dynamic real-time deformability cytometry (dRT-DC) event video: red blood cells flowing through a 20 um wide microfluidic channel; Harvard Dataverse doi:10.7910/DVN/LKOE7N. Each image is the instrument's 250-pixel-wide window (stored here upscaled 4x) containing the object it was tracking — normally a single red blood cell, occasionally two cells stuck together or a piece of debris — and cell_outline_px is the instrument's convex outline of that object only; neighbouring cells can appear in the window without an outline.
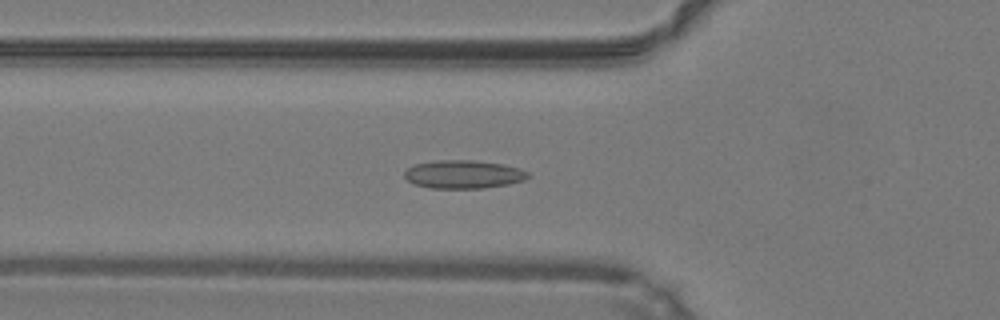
{"species": "common noctule bat (a hibernating species)", "species_latin": "Nyctalus noctula", "temperature_condition": "warm", "stored_images_in_passage": 48, "camera_frame_rate_fps": 3000, "um_per_image_px": 0.085, "animal": {"sex": "male", "body_mass_g": 19.2, "forearm_length_mm": 51.8}, "frame": {"image": 1, "passage_image": 17, "time_ms": 5.333, "image_size_px": [1000, 320], "cell_outline_px": [[528, 176], [524, 180], [508, 184], [480, 188], [432, 188], [416, 184], [408, 180], [404, 176], [404, 172], [408, 168], [416, 164], [436, 160], [476, 160], [504, 164], [520, 168], [528, 172]], "centroid_in_image_um": [39.41, 14.8], "position_along_channel_um": 86.4, "area_um2": 20.23}}
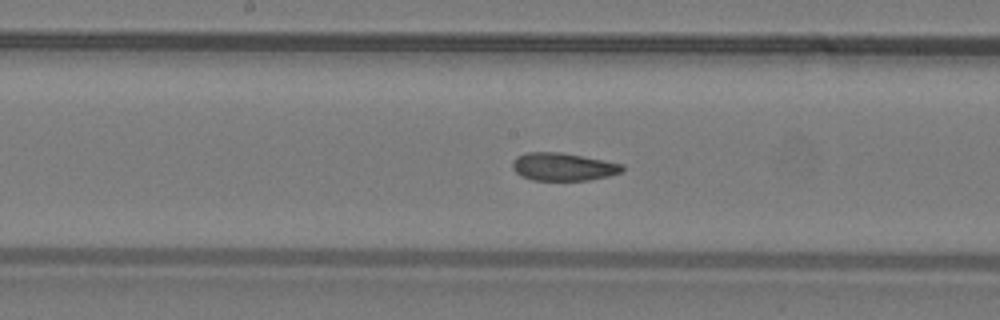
{"frame": {"image": 2, "passage_image": 25, "time_ms": 8.0, "image_size_px": [1000, 320], "cell_outline_px": [[624, 168], [620, 172], [608, 176], [588, 180], [532, 180], [520, 176], [512, 168], [512, 160], [516, 156], [524, 152], [560, 152], [624, 164]], "centroid_in_image_um": [47.81, 14.17], "position_along_channel_um": 200.4, "area_um2": 17.86}}
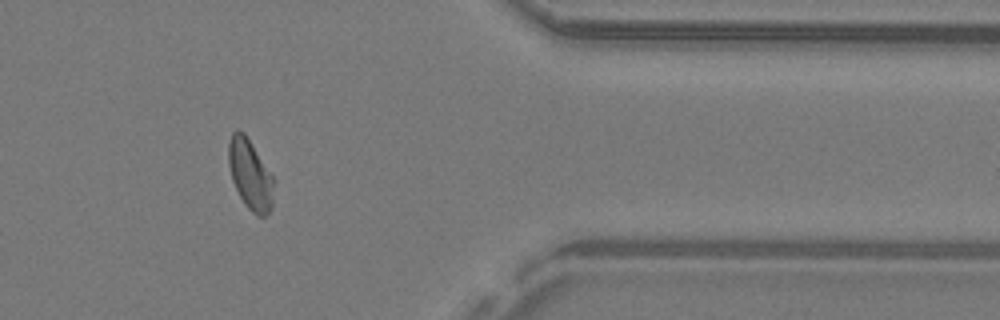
{"frame": {"image": 3, "passage_image": 40, "time_ms": 13.0, "image_size_px": [1000, 320], "cell_outline_px": [[276, 180], [272, 208], [264, 216], [256, 216], [244, 204], [232, 180], [228, 164], [228, 144], [232, 132], [236, 128], [240, 128], [244, 132]], "centroid_in_image_um": [21.28, 14.82], "position_along_channel_um": 390.1, "area_um2": 18.9}, "authors_computed_cell_mechanics": {"area_um2": 18.7561, "velocity_mm_per_s": 4.2328, "shape_relaxation_time_tau1_ms": null, "shape_relaxation_time_tau2_ms": 1.7842, "deformation_change_tau1": null, "deformation_change_tau2": 0.0609}}